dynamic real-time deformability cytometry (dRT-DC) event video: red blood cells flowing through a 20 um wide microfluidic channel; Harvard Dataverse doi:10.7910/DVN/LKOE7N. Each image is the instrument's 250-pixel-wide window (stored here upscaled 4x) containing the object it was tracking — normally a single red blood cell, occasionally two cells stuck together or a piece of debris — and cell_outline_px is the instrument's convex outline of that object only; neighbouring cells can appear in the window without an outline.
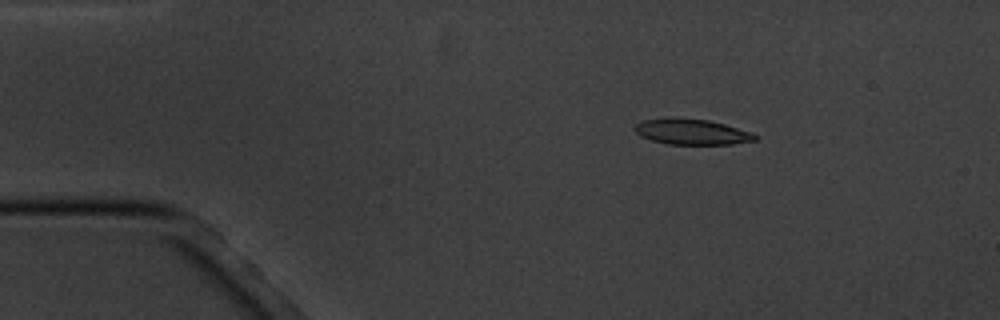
{"species": "common noctule bat (a hibernating species)", "species_latin": "Nyctalus noctula", "temperature_condition": "cold", "stored_images_in_passage": 4, "camera_frame_rate_fps": 3000, "um_per_image_px": 0.085, "animal": {"sex": "male", "body_mass_g": 20.1, "forearm_length_mm": 53.5}, "frame": {"image": 1, "passage_image": 2, "time_ms": 2.0, "image_size_px": [1000, 320], "cell_outline_px": [[760, 136], [756, 140], [732, 144], [668, 144], [652, 140], [640, 136], [636, 132], [636, 124], [644, 120], [708, 120], [724, 124], [752, 132]], "centroid_in_image_um": [58.9, 11.25], "position_along_channel_um": 26.1, "area_um2": 17.17}}